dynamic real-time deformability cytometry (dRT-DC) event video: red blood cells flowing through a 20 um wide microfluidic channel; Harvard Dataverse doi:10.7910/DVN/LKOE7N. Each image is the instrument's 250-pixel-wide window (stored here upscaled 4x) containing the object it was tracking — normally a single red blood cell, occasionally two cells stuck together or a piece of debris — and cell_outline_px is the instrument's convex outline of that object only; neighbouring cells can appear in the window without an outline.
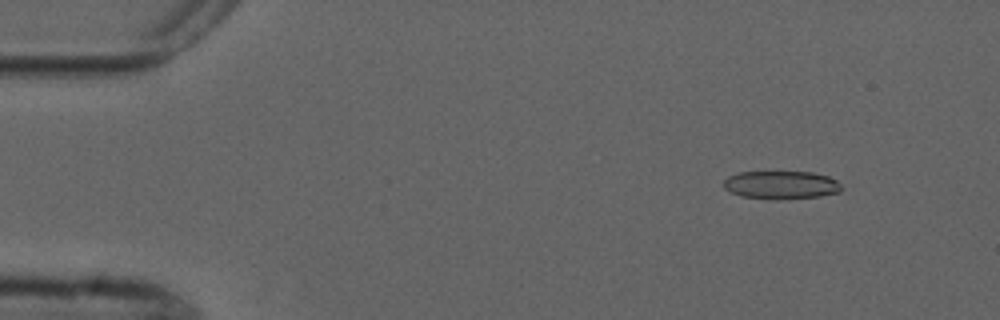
{"species": "common noctule bat (a hibernating species)", "species_latin": "Nyctalus noctula", "temperature_condition": "cold", "stored_images_in_passage": 10, "camera_frame_rate_fps": 3000, "um_per_image_px": 0.085, "animal": {"sex": "male", "forearm_length_mm": 52.5}, "frame": {"image": 1, "passage_image": 2, "time_ms": 1.333, "image_size_px": [1000, 320], "cell_outline_px": [[840, 192], [820, 196], [744, 196], [732, 192], [724, 188], [724, 180], [728, 176], [740, 172], [812, 172], [828, 176], [836, 180], [840, 184]], "centroid_in_image_um": [66.41, 15.65], "position_along_channel_um": 18.6, "area_um2": 18.09}}
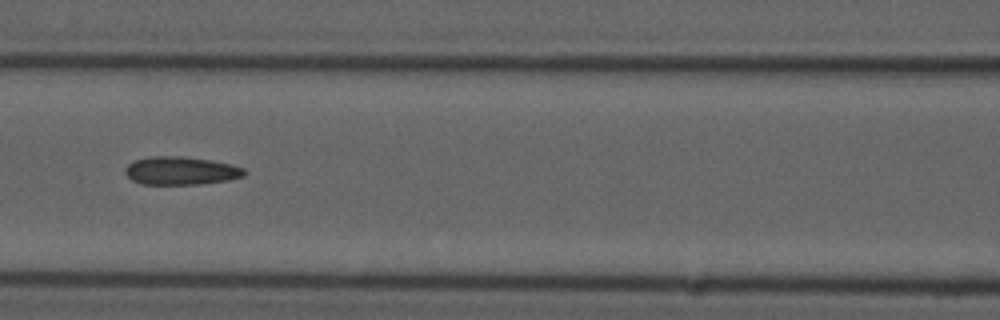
{"frame": {"image": 2, "passage_image": 7, "time_ms": 7.333, "image_size_px": [1000, 320], "cell_outline_px": [[248, 172], [244, 176], [228, 180], [200, 184], [140, 184], [132, 180], [124, 172], [124, 168], [128, 164], [136, 160], [152, 156], [180, 156], [212, 160], [232, 164], [244, 168]], "centroid_in_image_um": [15.4, 14.51], "position_along_channel_um": 151.2, "area_um2": 19.65}}
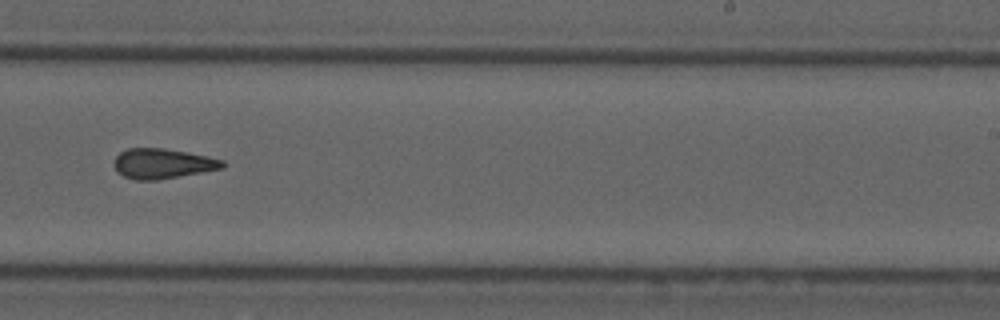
{"frame": {"image": 3, "passage_image": 10, "time_ms": 10.667, "image_size_px": [1000, 320], "cell_outline_px": [[224, 168], [156, 180], [136, 180], [124, 176], [116, 172], [112, 164], [116, 156], [120, 152], [128, 148], [164, 148], [208, 156], [224, 160]], "centroid_in_image_um": [13.78, 13.9], "position_along_channel_um": 275.2, "area_um2": 19.02}}